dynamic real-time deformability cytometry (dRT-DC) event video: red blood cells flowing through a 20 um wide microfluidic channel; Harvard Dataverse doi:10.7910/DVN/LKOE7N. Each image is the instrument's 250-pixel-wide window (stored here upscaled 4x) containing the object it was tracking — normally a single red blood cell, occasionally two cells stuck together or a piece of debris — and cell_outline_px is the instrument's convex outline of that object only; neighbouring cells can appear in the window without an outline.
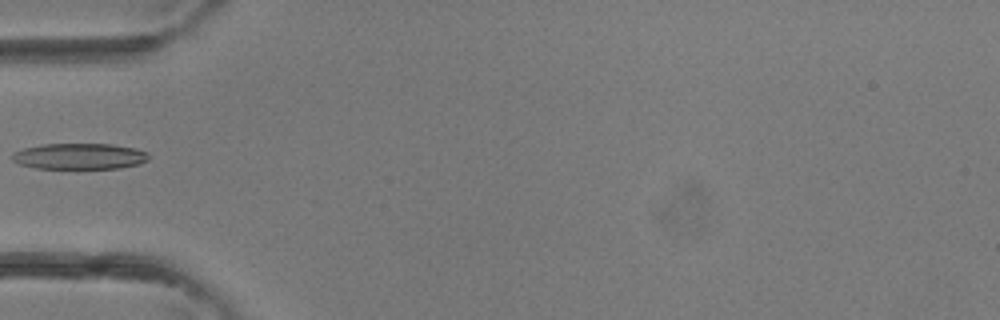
{"species": "common noctule bat (a hibernating species)", "species_latin": "Nyctalus noctula", "temperature_condition": "room temperature", "stored_images_in_passage": 4, "camera_frame_rate_fps": 3000, "um_per_image_px": 0.085, "animal": {"sex": "female"}, "frame": {"image": 1, "passage_image": 4, "time_ms": 1.0, "image_size_px": [1000, 320], "cell_outline_px": [[148, 160], [140, 164], [120, 168], [36, 168], [20, 164], [12, 160], [12, 152], [24, 148], [44, 144], [112, 144], [136, 148], [148, 152]], "centroid_in_image_um": [6.78, 13.28], "position_along_channel_um": 78.2, "area_um2": 20.69}}